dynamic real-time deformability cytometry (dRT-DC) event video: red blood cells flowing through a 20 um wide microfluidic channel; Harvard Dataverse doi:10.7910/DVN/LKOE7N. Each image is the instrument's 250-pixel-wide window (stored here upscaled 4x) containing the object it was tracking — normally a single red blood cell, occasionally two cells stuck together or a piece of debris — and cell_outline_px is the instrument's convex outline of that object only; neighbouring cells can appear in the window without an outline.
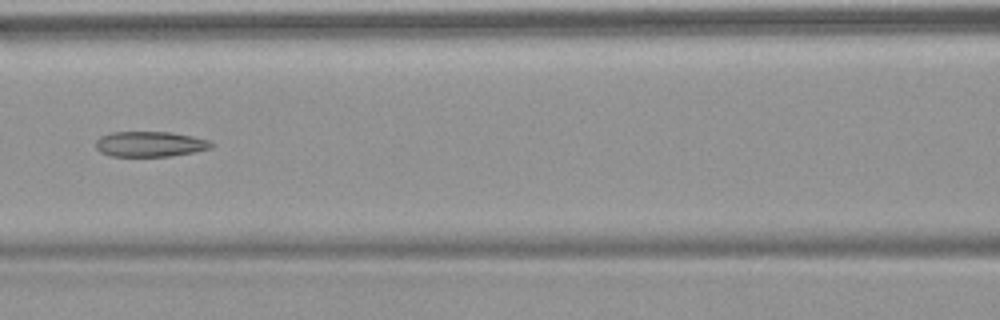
{"species": "common noctule bat (a hibernating species)", "species_latin": "Nyctalus noctula", "temperature_condition": "warm", "stored_images_in_passage": 7, "camera_frame_rate_fps": 3000, "um_per_image_px": 0.085, "animal": {"sex": "female", "body_mass_g": 18.4}, "frame": {"image": 1, "passage_image": 7, "time_ms": 7.333, "image_size_px": [1000, 320], "cell_outline_px": [[216, 144], [212, 148], [196, 152], [172, 156], [112, 156], [100, 152], [96, 148], [96, 140], [100, 136], [112, 132], [168, 132], [192, 136], [208, 140]], "centroid_in_image_um": [12.78, 12.25], "position_along_channel_um": 153.8, "area_um2": 17.17}}